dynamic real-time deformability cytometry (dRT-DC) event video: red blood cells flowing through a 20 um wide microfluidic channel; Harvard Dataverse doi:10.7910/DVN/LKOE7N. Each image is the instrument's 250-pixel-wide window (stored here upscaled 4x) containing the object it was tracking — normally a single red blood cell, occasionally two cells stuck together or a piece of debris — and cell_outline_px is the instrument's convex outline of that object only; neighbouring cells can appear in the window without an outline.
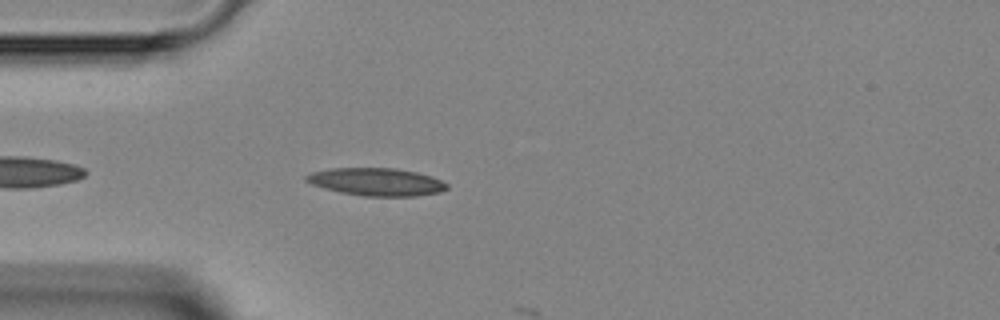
{"species": "Egyptian fruit bat (a non-hibernating species)", "species_latin": "Rousettus aegyptiacus", "temperature_condition": "room temperature", "stored_images_in_passage": 4, "camera_frame_rate_fps": 3000, "um_per_image_px": 0.085, "animal": {"sex": "female"}, "frame": {"image": 1, "passage_image": 3, "time_ms": 0.667, "image_size_px": [1000, 320], "cell_outline_px": [[448, 188], [440, 192], [416, 196], [364, 196], [340, 192], [324, 188], [312, 184], [304, 180], [304, 176], [312, 172], [332, 168], [396, 168], [416, 172], [432, 176], [448, 184]], "centroid_in_image_um": [32.0, 15.45], "position_along_channel_um": 53.0, "area_um2": 22.72}}